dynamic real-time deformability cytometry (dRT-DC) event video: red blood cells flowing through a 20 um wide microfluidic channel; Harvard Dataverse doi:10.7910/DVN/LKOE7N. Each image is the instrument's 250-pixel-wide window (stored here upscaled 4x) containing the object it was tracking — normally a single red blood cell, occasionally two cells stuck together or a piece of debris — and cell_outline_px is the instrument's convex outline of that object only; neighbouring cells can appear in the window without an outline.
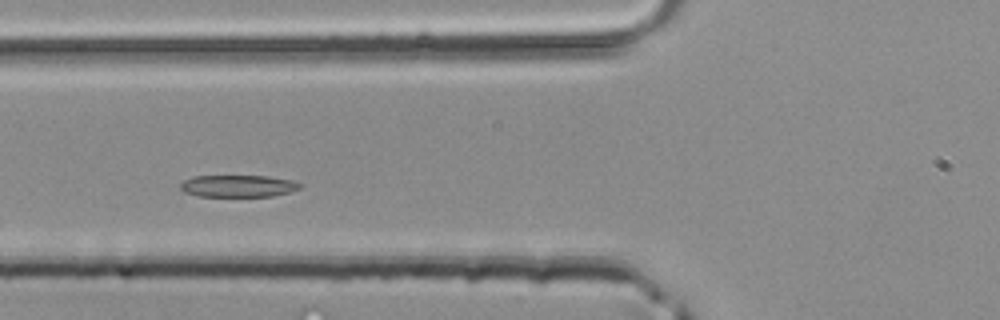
{"species": "common noctule bat (a hibernating species)", "species_latin": "Nyctalus noctula", "temperature_condition": "room temperature", "stored_images_in_passage": 27, "camera_frame_rate_fps": 3000, "um_per_image_px": 0.085, "animal": {"sex": "male", "body_mass_g": 20.4}, "frame": {"image": 1, "passage_image": 8, "time_ms": 2.333, "image_size_px": [1000, 320], "cell_outline_px": [[304, 184], [300, 188], [292, 192], [272, 196], [200, 196], [184, 192], [180, 188], [180, 184], [184, 180], [192, 176], [268, 176], [292, 180]], "centroid_in_image_um": [20.28, 15.81], "position_along_channel_um": 105.5, "area_um2": 15.43}}
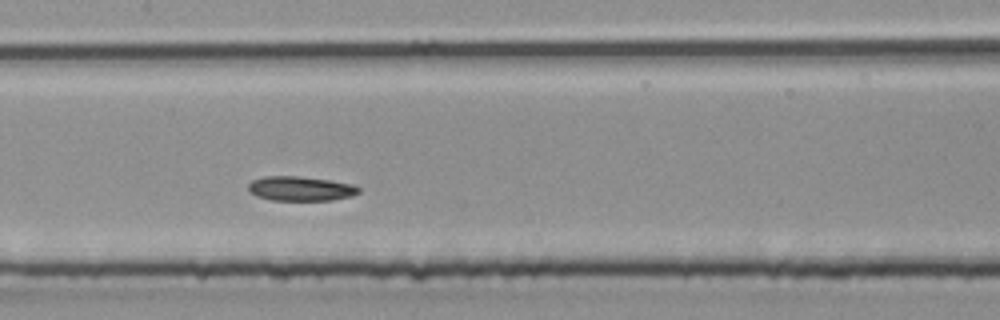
{"frame": {"image": 2, "passage_image": 13, "time_ms": 4.0, "image_size_px": [1000, 320], "cell_outline_px": [[360, 192], [352, 196], [332, 200], [272, 200], [256, 196], [248, 192], [248, 184], [252, 180], [264, 176], [296, 176], [328, 180], [352, 184], [360, 188]], "centroid_in_image_um": [25.52, 16.03], "position_along_channel_um": 181.9, "area_um2": 15.78}}
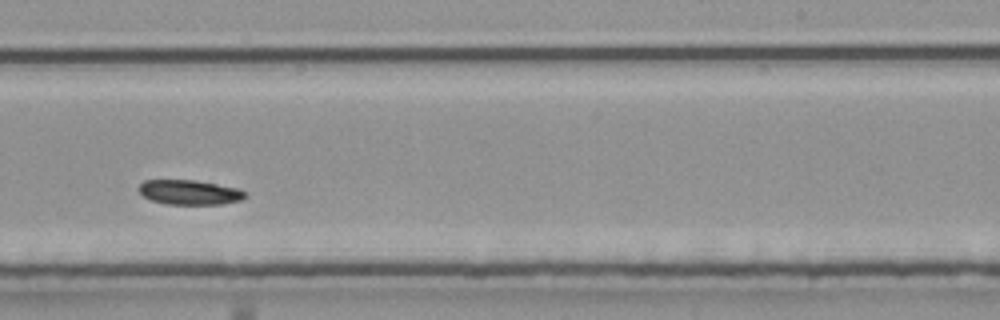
{"frame": {"image": 3, "passage_image": 19, "time_ms": 6.0, "image_size_px": [1000, 320], "cell_outline_px": [[248, 196], [240, 200], [220, 204], [168, 204], [152, 200], [144, 196], [136, 188], [144, 180], [196, 180], [240, 188], [248, 192]], "centroid_in_image_um": [16.15, 16.33], "position_along_channel_um": 272.8, "area_um2": 15.43}}